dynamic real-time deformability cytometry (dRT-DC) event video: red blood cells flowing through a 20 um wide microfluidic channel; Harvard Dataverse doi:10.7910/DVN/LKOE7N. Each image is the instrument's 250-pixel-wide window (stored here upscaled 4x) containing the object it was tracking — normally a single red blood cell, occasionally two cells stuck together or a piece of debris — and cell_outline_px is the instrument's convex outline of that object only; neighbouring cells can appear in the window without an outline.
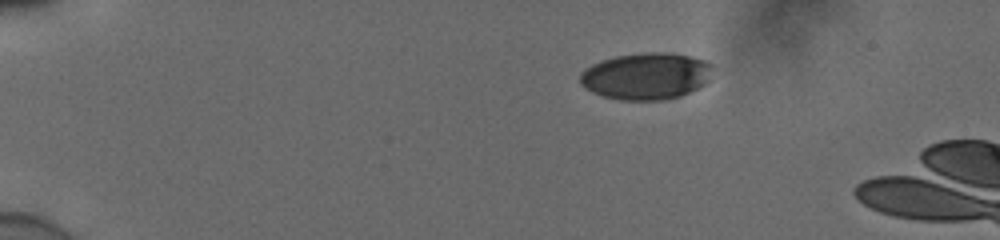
{"species": "human", "species_latin": "Homo sapiens", "temperature_condition": "cold", "stored_images_in_passage": 46, "segment_of_instrument_passage": [1, 2], "camera_frame_rate_fps": 3000, "um_per_image_px": 0.085, "donor": {"sex": "male"}, "frame": {"image": 1, "passage_image": 1, "time_ms": 0.0, "image_size_px": [1000, 240], "cell_outline_px": [[712, 64], [708, 80], [704, 84], [680, 96], [668, 100], [620, 100], [600, 96], [584, 88], [580, 84], [580, 72], [584, 68], [592, 64], [616, 56], [652, 52], [660, 52], [692, 56], [704, 60]], "centroid_in_image_um": [54.88, 6.48], "position_along_channel_um": 30.1, "area_um2": 36.13}}
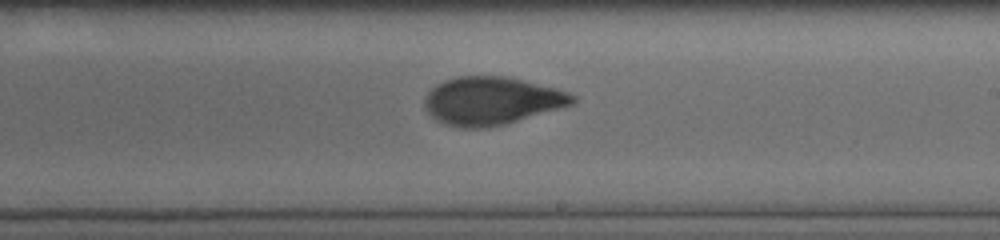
{"frame": {"image": 2, "passage_image": 25, "time_ms": 8.0, "image_size_px": [1000, 240], "cell_outline_px": [[576, 100], [572, 104], [504, 124], [488, 128], [460, 128], [444, 124], [436, 120], [428, 112], [424, 104], [424, 100], [428, 92], [432, 88], [444, 80], [460, 76], [508, 76], [568, 92], [576, 96]], "centroid_in_image_um": [41.74, 8.57], "position_along_channel_um": 247.3, "area_um2": 40.98}}
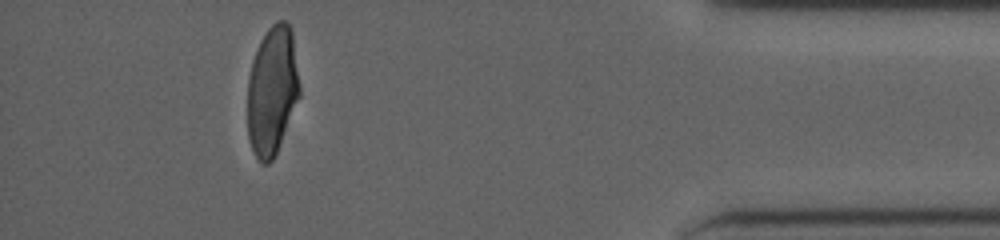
{"frame": {"image": 3, "passage_image": 41, "time_ms": 13.333, "image_size_px": [1000, 240], "cell_outline_px": [[300, 96], [276, 152], [272, 160], [268, 164], [260, 164], [252, 152], [248, 136], [248, 80], [252, 64], [260, 40], [268, 28], [276, 20], [284, 20], [288, 24], [292, 32], [300, 88]], "centroid_in_image_um": [23.13, 7.72], "position_along_channel_um": 412.1, "area_um2": 38.96}}